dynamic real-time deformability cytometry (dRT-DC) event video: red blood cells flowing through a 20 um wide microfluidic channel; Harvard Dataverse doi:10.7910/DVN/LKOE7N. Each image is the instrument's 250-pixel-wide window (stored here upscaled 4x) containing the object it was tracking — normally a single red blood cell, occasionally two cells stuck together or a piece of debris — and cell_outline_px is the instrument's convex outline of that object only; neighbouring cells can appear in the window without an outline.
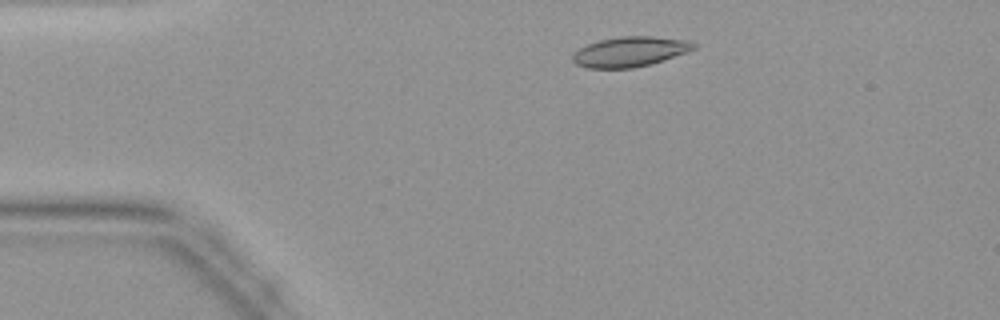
{"species": "common noctule bat (a hibernating species)", "species_latin": "Nyctalus noctula", "temperature_condition": "warm", "stored_images_in_passage": 41, "camera_frame_rate_fps": 3000, "um_per_image_px": 0.085, "animal": {"sex": "female", "body_mass_g": 19.9}, "frame": {"image": 1, "passage_image": 6, "time_ms": 1.667, "image_size_px": [1000, 320], "cell_outline_px": [[696, 48], [664, 60], [652, 64], [632, 68], [584, 68], [576, 64], [572, 60], [572, 56], [580, 48], [588, 44], [600, 40], [620, 36], [652, 36], [688, 40], [696, 44]], "centroid_in_image_um": [53.55, 4.4], "position_along_channel_um": 31.5, "area_um2": 21.15}}
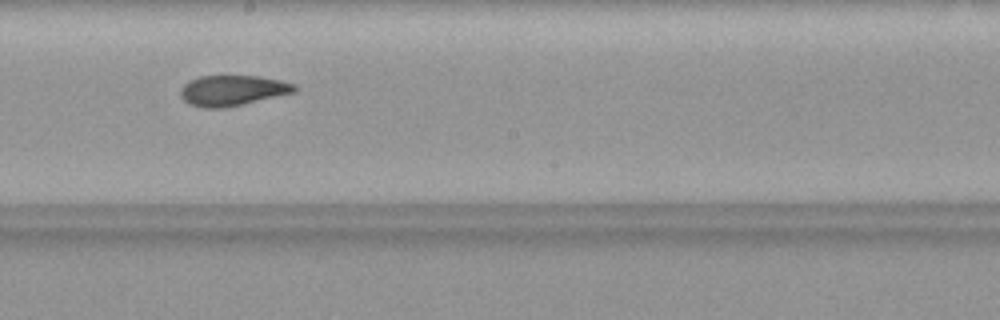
{"frame": {"image": 2, "passage_image": 22, "time_ms": 7.0, "image_size_px": [1000, 320], "cell_outline_px": [[296, 92], [224, 108], [204, 108], [188, 104], [180, 96], [180, 88], [188, 80], [200, 76], [256, 76], [296, 84]], "centroid_in_image_um": [19.71, 7.69], "position_along_channel_um": 228.5, "area_um2": 20.17}}
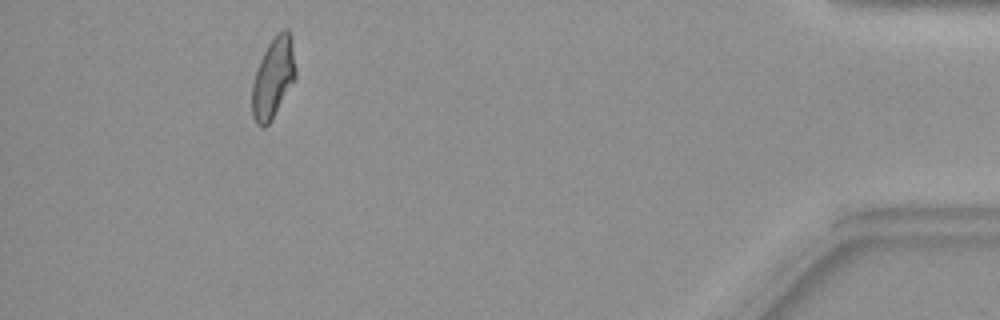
{"frame": {"image": 3, "passage_image": 38, "time_ms": 12.333, "image_size_px": [1000, 320], "cell_outline_px": [[296, 76], [272, 120], [264, 128], [256, 124], [252, 116], [252, 84], [260, 60], [268, 44], [276, 32], [284, 28], [288, 28], [292, 44], [296, 68]], "centroid_in_image_um": [23.22, 6.62], "position_along_channel_um": 412.0, "area_um2": 20.35}}